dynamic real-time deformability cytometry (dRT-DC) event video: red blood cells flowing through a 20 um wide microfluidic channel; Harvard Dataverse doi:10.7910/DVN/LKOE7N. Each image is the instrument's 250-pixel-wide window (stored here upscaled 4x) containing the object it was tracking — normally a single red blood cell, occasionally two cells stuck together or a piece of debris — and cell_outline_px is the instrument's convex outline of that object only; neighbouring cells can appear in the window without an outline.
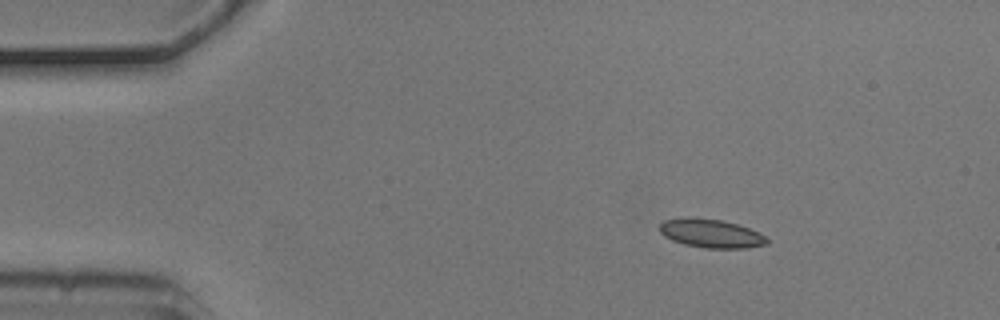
{"species": "common noctule bat (a hibernating species)", "species_latin": "Nyctalus noctula", "temperature_condition": "cold", "stored_images_in_passage": 4, "camera_frame_rate_fps": 3000, "um_per_image_px": 0.085, "animal": {"sex": "male", "body_mass_g": 20.5, "forearm_length_mm": 52.5}, "frame": {"image": 1, "passage_image": 2, "time_ms": 0.333, "image_size_px": [1000, 320], "cell_outline_px": [[768, 244], [744, 248], [704, 248], [684, 244], [672, 240], [664, 236], [660, 232], [660, 224], [664, 220], [688, 216], [724, 220], [760, 232], [768, 240]], "centroid_in_image_um": [60.42, 19.83], "position_along_channel_um": 24.6, "area_um2": 18.03}}